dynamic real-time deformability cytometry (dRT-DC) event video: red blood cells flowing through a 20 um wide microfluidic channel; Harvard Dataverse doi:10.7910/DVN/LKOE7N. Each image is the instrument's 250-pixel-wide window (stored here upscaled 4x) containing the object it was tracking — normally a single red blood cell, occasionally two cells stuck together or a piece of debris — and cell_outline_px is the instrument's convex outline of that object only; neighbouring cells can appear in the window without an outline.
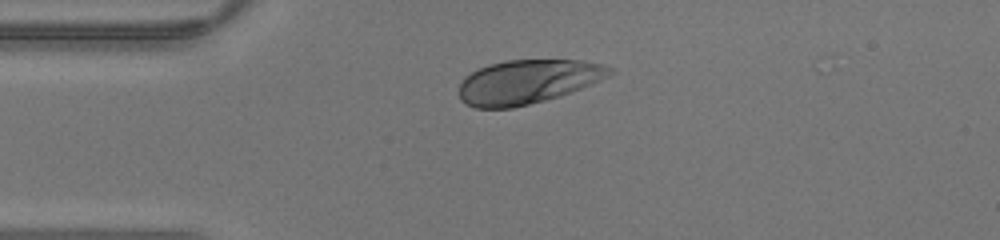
{"species": "human", "species_latin": "Homo sapiens", "temperature_condition": "warm", "stored_images_in_passage": 37, "camera_frame_rate_fps": 3000, "um_per_image_px": 0.085, "donor": {"sex": "male"}, "frame": {"image": 1, "passage_image": 4, "time_ms": 1.0, "image_size_px": [1000, 240], "cell_outline_px": [[616, 72], [592, 84], [560, 96], [512, 108], [476, 108], [460, 100], [460, 84], [464, 76], [488, 64], [508, 60], [580, 60], [600, 64], [612, 68]], "centroid_in_image_um": [44.85, 6.94], "position_along_channel_um": 40.1, "area_um2": 38.49}}
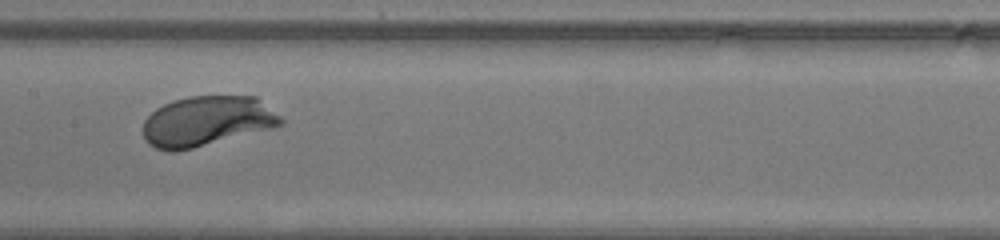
{"frame": {"image": 2, "passage_image": 15, "time_ms": 4.667, "image_size_px": [1000, 240], "cell_outline_px": [[284, 124], [272, 128], [176, 152], [168, 152], [156, 148], [148, 144], [144, 136], [144, 120], [156, 108], [172, 100], [192, 96], [256, 96], [280, 116], [284, 120]], "centroid_in_image_um": [17.57, 10.3], "position_along_channel_um": 189.8, "area_um2": 40.06}}
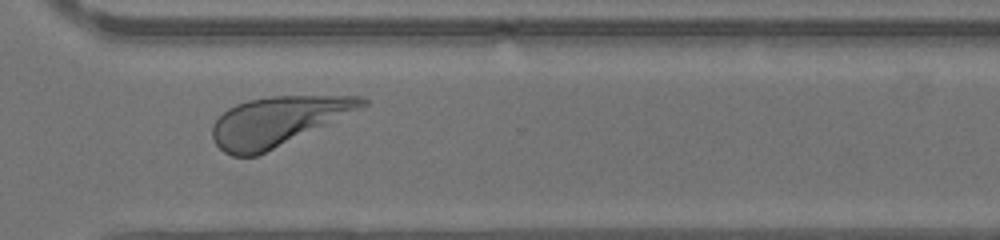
{"frame": {"image": 3, "passage_image": 25, "time_ms": 8.0, "image_size_px": [1000, 240], "cell_outline_px": [[368, 104], [328, 124], [256, 156], [232, 156], [224, 152], [212, 140], [212, 124], [228, 108], [236, 104], [248, 100], [268, 96], [364, 96], [368, 100]], "centroid_in_image_um": [23.57, 10.3], "position_along_channel_um": 347.0, "area_um2": 42.43}}